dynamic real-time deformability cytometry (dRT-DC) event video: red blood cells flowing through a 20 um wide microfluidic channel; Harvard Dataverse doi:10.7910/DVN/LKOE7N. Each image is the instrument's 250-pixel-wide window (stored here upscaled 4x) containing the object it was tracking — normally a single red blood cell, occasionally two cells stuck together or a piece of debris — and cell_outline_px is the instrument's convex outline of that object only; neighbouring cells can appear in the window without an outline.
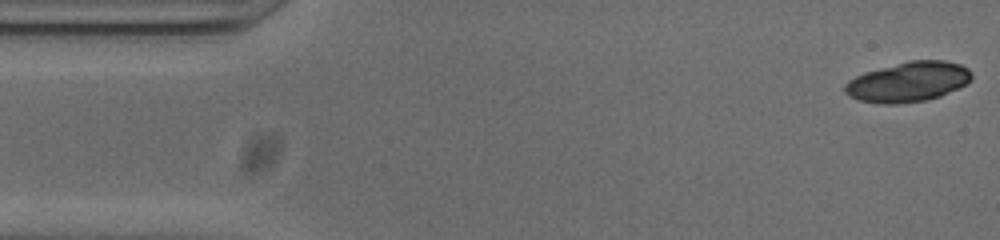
{"species": "common noctule bat (a hibernating species)", "species_latin": "Nyctalus noctula", "temperature_condition": "cold", "stored_images_in_passage": 51, "camera_frame_rate_fps": 3000, "um_per_image_px": 0.085, "animal": {"sex": "male", "body_mass_g": 20.0, "forearm_length_mm": 53.3}, "frame": {"image": 1, "passage_image": 1, "time_ms": 0.0, "image_size_px": [1000, 240], "cell_outline_px": [[972, 80], [940, 96], [924, 100], [896, 104], [884, 104], [860, 100], [848, 96], [844, 92], [844, 84], [848, 80], [864, 72], [912, 60], [944, 60], [960, 64], [968, 68], [972, 72]], "centroid_in_image_um": [77.18, 6.95], "position_along_channel_um": 7.8, "area_um2": 29.3}}